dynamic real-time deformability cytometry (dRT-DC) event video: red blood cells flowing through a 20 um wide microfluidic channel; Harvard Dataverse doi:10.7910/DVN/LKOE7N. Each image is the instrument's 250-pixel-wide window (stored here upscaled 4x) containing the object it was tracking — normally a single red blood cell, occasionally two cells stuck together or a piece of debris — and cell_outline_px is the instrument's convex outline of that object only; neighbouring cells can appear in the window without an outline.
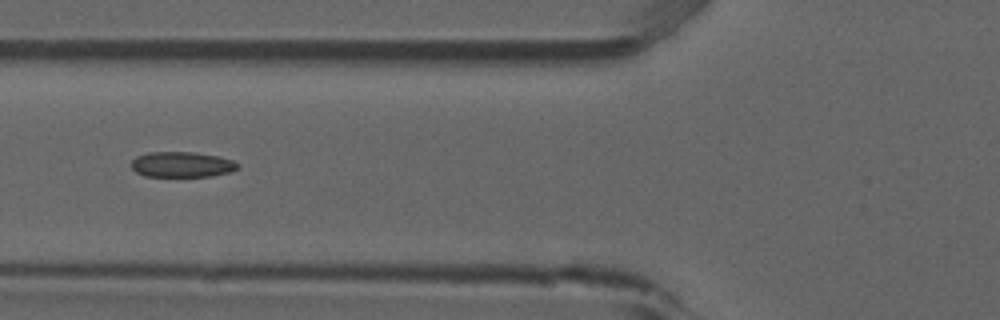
{"species": "common noctule bat (a hibernating species)", "species_latin": "Nyctalus noctula", "temperature_condition": "room temperature", "stored_images_in_passage": 9, "camera_frame_rate_fps": 3000, "um_per_image_px": 0.085, "animal": {"sex": "male", "forearm_length_mm": 52.5}, "frame": {"image": 1, "passage_image": 6, "time_ms": 1.667, "image_size_px": [1000, 320], "cell_outline_px": [[240, 168], [232, 172], [212, 176], [144, 176], [136, 172], [132, 168], [132, 160], [136, 156], [148, 152], [196, 152], [216, 156], [232, 160], [240, 164]], "centroid_in_image_um": [15.49, 13.98], "position_along_channel_um": 110.3, "area_um2": 15.9}}
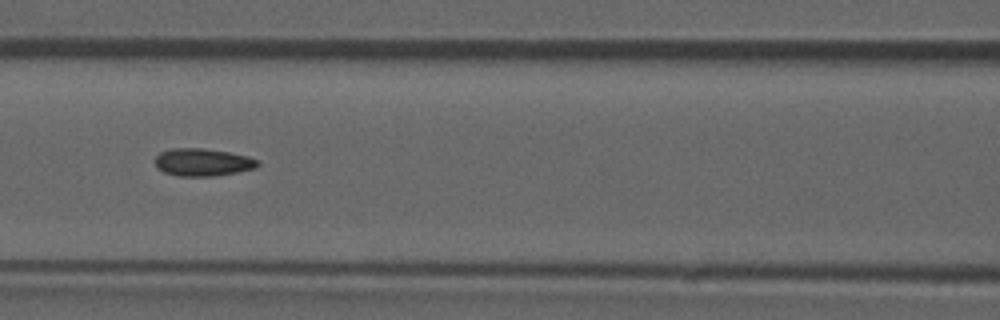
{"frame": {"image": 2, "passage_image": 7, "time_ms": 2.0, "image_size_px": [1000, 320], "cell_outline_px": [[260, 164], [256, 168], [216, 176], [176, 176], [164, 172], [156, 168], [156, 156], [160, 152], [172, 148], [204, 148], [228, 152], [248, 156], [260, 160]], "centroid_in_image_um": [17.24, 13.79], "position_along_channel_um": 149.4, "area_um2": 16.65}}